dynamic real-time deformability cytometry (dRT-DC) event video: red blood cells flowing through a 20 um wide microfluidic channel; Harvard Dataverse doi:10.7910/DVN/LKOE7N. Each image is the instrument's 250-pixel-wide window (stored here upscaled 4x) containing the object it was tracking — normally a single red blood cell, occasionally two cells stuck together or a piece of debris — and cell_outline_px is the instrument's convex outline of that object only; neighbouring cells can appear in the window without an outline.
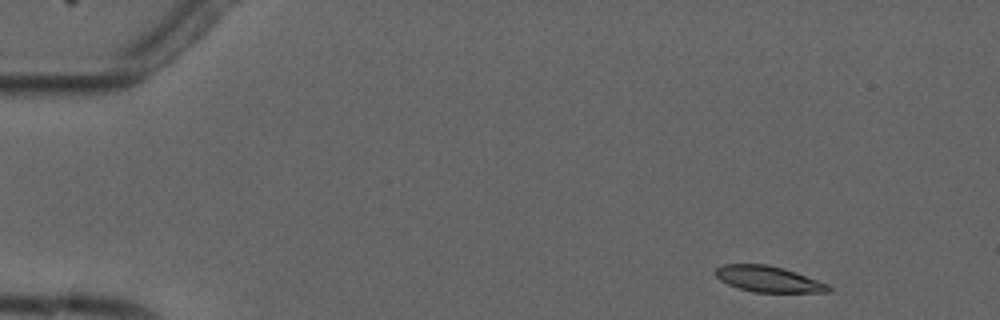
{"species": "common noctule bat (a hibernating species)", "species_latin": "Nyctalus noctula", "temperature_condition": "cold", "stored_images_in_passage": 2, "camera_frame_rate_fps": 3000, "um_per_image_px": 0.085, "animal": {"sex": "male", "forearm_length_mm": 52.5}, "frame": {"image": 1, "passage_image": 1, "time_ms": 0.0, "image_size_px": [1000, 320], "cell_outline_px": [[832, 288], [828, 292], [752, 292], [728, 284], [720, 280], [716, 276], [716, 268], [724, 264], [768, 264], [784, 268], [796, 272], [828, 284]], "centroid_in_image_um": [65.32, 23.71], "position_along_channel_um": 19.7, "area_um2": 16.99}}